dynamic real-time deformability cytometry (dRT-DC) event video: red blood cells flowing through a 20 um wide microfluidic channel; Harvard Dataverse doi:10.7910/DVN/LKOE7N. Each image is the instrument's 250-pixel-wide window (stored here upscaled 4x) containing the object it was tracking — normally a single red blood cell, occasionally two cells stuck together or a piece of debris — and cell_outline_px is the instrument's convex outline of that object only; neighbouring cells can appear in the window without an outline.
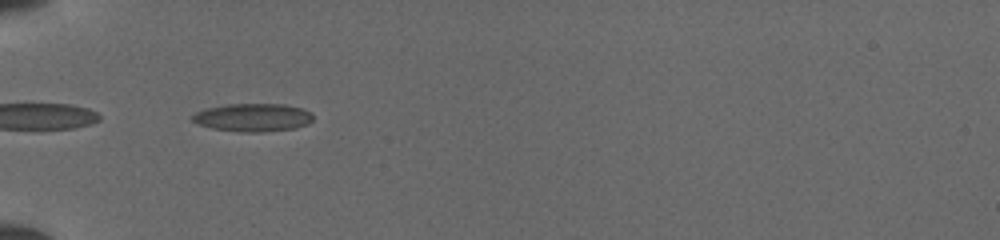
{"species": "common noctule bat (a hibernating species)", "species_latin": "Nyctalus noctula", "temperature_condition": "cold", "stored_images_in_passage": 33, "camera_frame_rate_fps": 3000, "um_per_image_px": 0.085, "animal": {"sex": "female", "body_mass_g": 19.5, "forearm_length_mm": 54.1}, "frame": {"image": 1, "passage_image": 1, "time_ms": 0.0, "image_size_px": [1000, 240], "cell_outline_px": [[312, 120], [308, 124], [296, 128], [260, 132], [240, 132], [212, 128], [200, 124], [192, 120], [192, 116], [196, 112], [204, 108], [224, 104], [284, 104], [304, 108], [312, 112]], "centroid_in_image_um": [21.52, 9.97], "position_along_channel_um": 63.5, "area_um2": 19.88}}
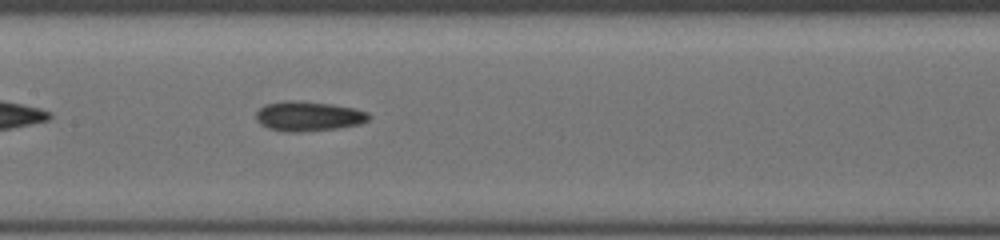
{"frame": {"image": 2, "passage_image": 10, "time_ms": 3.0, "image_size_px": [1000, 240], "cell_outline_px": [[372, 116], [368, 120], [360, 124], [336, 128], [300, 132], [288, 132], [268, 128], [260, 124], [256, 120], [256, 112], [264, 104], [284, 100], [300, 100], [332, 104], [352, 108], [368, 112]], "centroid_in_image_um": [26.19, 9.86], "position_along_channel_um": 181.2, "area_um2": 19.71}}
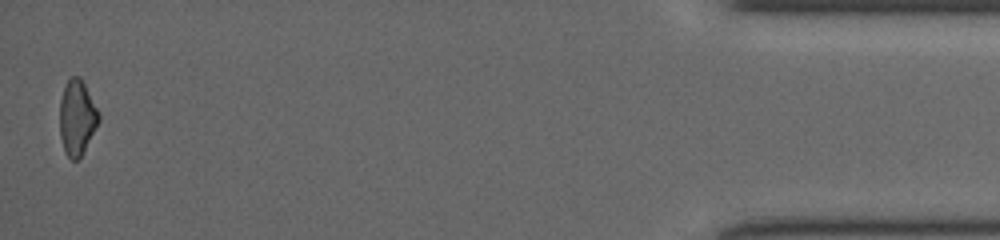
{"frame": {"image": 3, "passage_image": 33, "time_ms": 10.667, "image_size_px": [1000, 240], "cell_outline_px": [[100, 120], [80, 156], [76, 160], [72, 160], [68, 156], [64, 148], [60, 136], [60, 100], [64, 88], [68, 80], [72, 76], [80, 76], [100, 112]], "centroid_in_image_um": [6.56, 9.95], "position_along_channel_um": 428.6, "area_um2": 16.82}}